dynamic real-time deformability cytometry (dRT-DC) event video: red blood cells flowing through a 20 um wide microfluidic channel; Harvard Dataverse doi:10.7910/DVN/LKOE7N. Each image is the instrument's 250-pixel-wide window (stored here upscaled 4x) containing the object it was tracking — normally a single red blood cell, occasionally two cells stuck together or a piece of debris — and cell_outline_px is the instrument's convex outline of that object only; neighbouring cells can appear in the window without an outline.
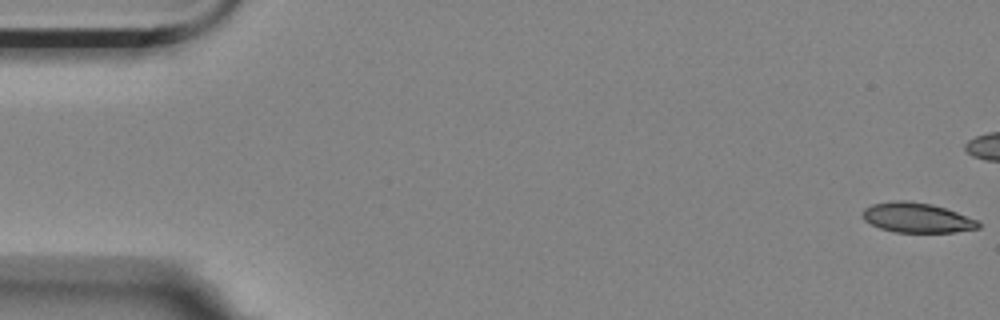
{"species": "Egyptian fruit bat (a non-hibernating species)", "species_latin": "Rousettus aegyptiacus", "temperature_condition": "room temperature", "stored_images_in_passage": 58, "camera_frame_rate_fps": 3000, "um_per_image_px": 0.085, "animal": {"sex": "female"}, "frame": {"image": 1, "passage_image": 1, "time_ms": 0.0, "image_size_px": [1000, 320], "cell_outline_px": [[980, 228], [956, 232], [896, 232], [880, 228], [864, 220], [864, 208], [872, 204], [896, 200], [908, 200], [932, 204], [956, 212], [976, 220], [980, 224]], "centroid_in_image_um": [77.94, 18.5], "position_along_channel_um": 7.1, "area_um2": 19.94}}
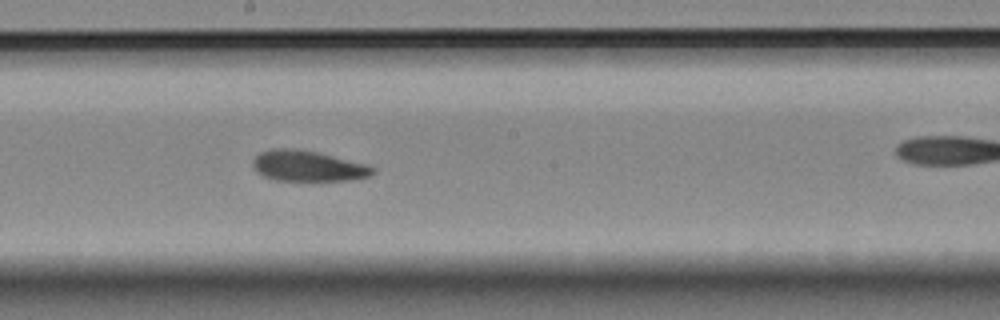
{"frame": {"image": 2, "passage_image": 31, "time_ms": 10.0, "image_size_px": [1000, 320], "cell_outline_px": [[376, 172], [372, 176], [352, 180], [276, 180], [264, 176], [256, 172], [252, 164], [252, 160], [260, 152], [272, 148], [296, 148], [316, 152], [368, 164], [376, 168]], "centroid_in_image_um": [26.2, 14.1], "position_along_channel_um": 222.0, "area_um2": 21.62}}
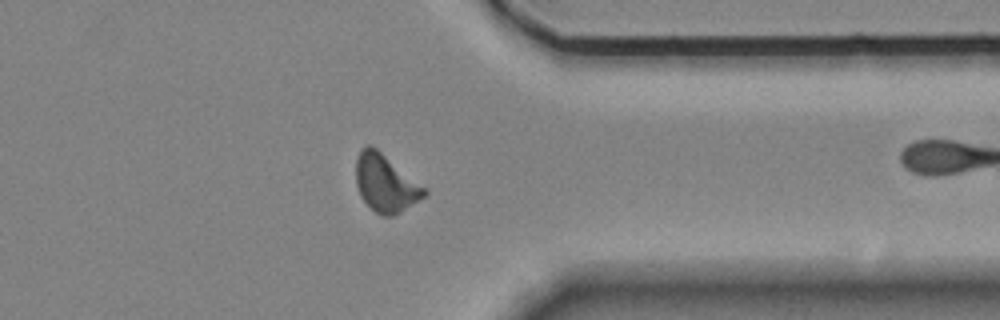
{"frame": {"image": 3, "passage_image": 45, "time_ms": 14.667, "image_size_px": [1000, 320], "cell_outline_px": [[428, 192], [424, 196], [400, 212], [392, 216], [380, 216], [360, 196], [356, 184], [356, 160], [360, 148], [368, 144], [372, 144], [424, 188]], "centroid_in_image_um": [32.71, 15.55], "position_along_channel_um": 378.7, "area_um2": 22.43}, "authors_computed_cell_mechanics": {"area_um2": 21.6172, "velocity_mm_per_s": 3.4956, "shape_relaxation_time_tau1_ms": 7.9736, "shape_relaxation_time_tau2_ms": 2.2314, "deformation_change_tau1": 0.151, "deformation_change_tau2": 0.0751}}